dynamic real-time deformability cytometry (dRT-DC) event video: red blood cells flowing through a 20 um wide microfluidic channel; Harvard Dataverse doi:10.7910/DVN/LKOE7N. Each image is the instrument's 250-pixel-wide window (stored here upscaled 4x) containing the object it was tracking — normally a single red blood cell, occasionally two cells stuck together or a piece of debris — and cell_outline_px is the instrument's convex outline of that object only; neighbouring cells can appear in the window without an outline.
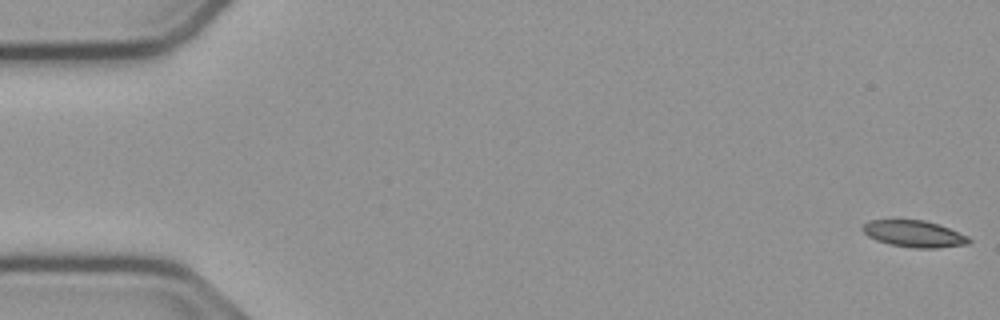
{"species": "common noctule bat (a hibernating species)", "species_latin": "Nyctalus noctula", "temperature_condition": "cold", "stored_images_in_passage": 55, "camera_frame_rate_fps": 3000, "um_per_image_px": 0.085, "animal": {"sex": "male", "body_mass_g": 23.1, "forearm_length_mm": 52.7}, "frame": {"image": 1, "passage_image": 1, "time_ms": 0.0, "image_size_px": [1000, 320], "cell_outline_px": [[972, 240], [968, 244], [936, 248], [912, 248], [888, 244], [876, 240], [868, 236], [860, 228], [868, 220], [924, 220], [948, 228], [968, 236]], "centroid_in_image_um": [77.67, 19.88], "position_along_channel_um": 7.3, "area_um2": 16.47}}
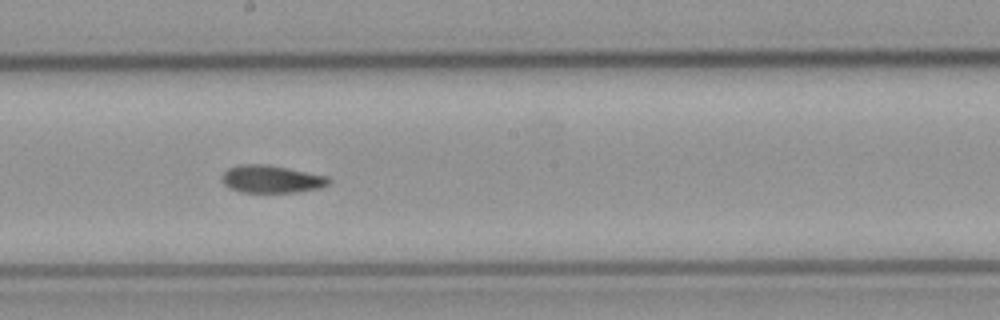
{"frame": {"image": 2, "passage_image": 30, "time_ms": 9.667, "image_size_px": [1000, 320], "cell_outline_px": [[332, 180], [328, 184], [320, 188], [296, 192], [240, 192], [228, 188], [220, 180], [220, 176], [228, 168], [240, 164], [268, 164], [328, 176]], "centroid_in_image_um": [23.04, 15.22], "position_along_channel_um": 225.2, "area_um2": 17.4}}
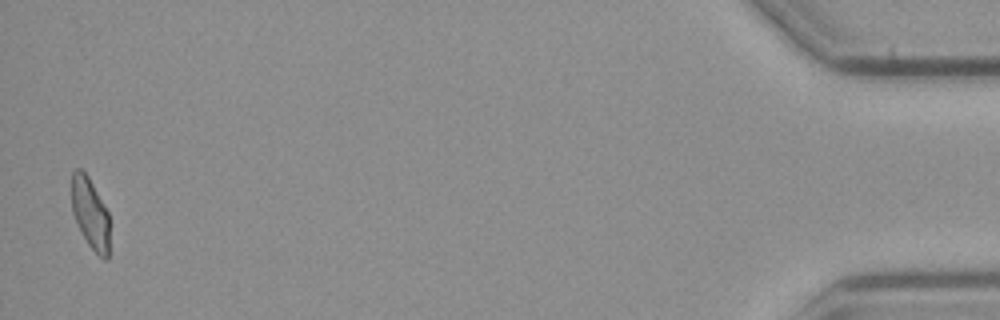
{"frame": {"image": 3, "passage_image": 54, "time_ms": 17.667, "image_size_px": [1000, 320], "cell_outline_px": [[108, 260], [104, 260], [88, 244], [72, 212], [72, 172], [76, 168], [80, 168], [88, 176], [108, 212]], "centroid_in_image_um": [7.66, 18.11], "position_along_channel_um": 427.5, "area_um2": 15.26}, "authors_computed_cell_mechanics": {"area_um2": 17.1088, "velocity_mm_per_s": 3.7612, "shape_relaxation_time_tau1_ms": 9.7179, "shape_relaxation_time_tau2_ms": 6.7791, "deformation_change_tau1": 0.2023, "deformation_change_tau2": 0.1205}}